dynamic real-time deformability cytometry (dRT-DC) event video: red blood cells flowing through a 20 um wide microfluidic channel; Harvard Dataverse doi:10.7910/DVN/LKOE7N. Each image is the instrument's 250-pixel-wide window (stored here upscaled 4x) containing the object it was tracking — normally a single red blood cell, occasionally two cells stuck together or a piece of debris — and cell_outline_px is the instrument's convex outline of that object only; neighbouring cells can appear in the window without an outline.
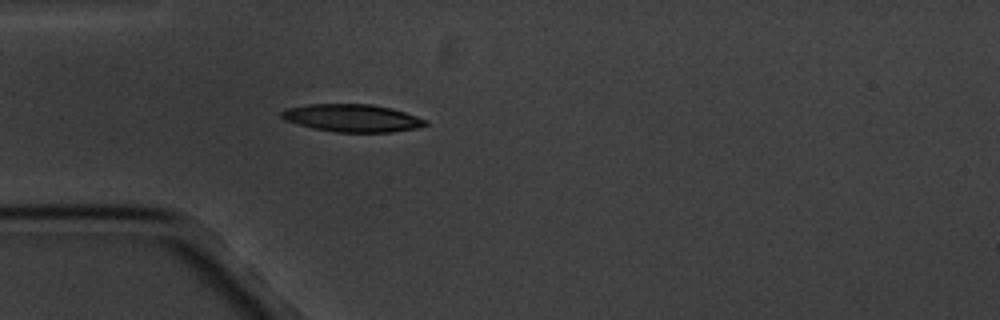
{"species": "common noctule bat (a hibernating species)", "species_latin": "Nyctalus noctula", "temperature_condition": "cold", "stored_images_in_passage": 2, "camera_frame_rate_fps": 3000, "um_per_image_px": 0.085, "animal": {"sex": "male", "body_mass_g": 20.1, "forearm_length_mm": 53.5}, "frame": {"image": 1, "passage_image": 2, "time_ms": 1.0, "image_size_px": [1000, 320], "cell_outline_px": [[428, 124], [416, 128], [392, 132], [336, 132], [312, 128], [284, 120], [280, 116], [280, 112], [284, 108], [308, 104], [372, 104], [392, 108], [428, 120]], "centroid_in_image_um": [29.91, 10.03], "position_along_channel_um": 55.1, "area_um2": 23.29}}